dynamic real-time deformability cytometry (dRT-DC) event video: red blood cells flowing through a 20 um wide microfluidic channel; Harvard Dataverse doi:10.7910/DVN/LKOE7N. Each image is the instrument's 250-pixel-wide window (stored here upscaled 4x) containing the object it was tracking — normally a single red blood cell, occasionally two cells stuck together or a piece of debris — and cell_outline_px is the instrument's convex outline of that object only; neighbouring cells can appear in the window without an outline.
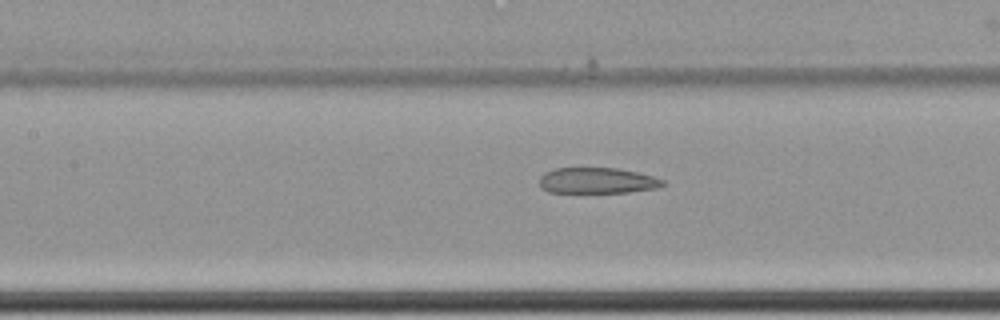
{"species": "common noctule bat (a hibernating species)", "species_latin": "Nyctalus noctula", "temperature_condition": "cold", "stored_images_in_passage": 25, "camera_frame_rate_fps": 3000, "um_per_image_px": 0.085, "animal": {"sex": "female", "body_mass_g": 22.7, "forearm_length_mm": 54.2}, "frame": {"image": 1, "passage_image": 22, "time_ms": 7.0, "image_size_px": [1000, 320], "cell_outline_px": [[668, 184], [656, 188], [628, 192], [548, 192], [540, 188], [540, 176], [544, 172], [556, 168], [616, 168], [636, 172], [652, 176], [664, 180]], "centroid_in_image_um": [50.75, 15.35], "position_along_channel_um": 156.6, "area_um2": 18.55}}